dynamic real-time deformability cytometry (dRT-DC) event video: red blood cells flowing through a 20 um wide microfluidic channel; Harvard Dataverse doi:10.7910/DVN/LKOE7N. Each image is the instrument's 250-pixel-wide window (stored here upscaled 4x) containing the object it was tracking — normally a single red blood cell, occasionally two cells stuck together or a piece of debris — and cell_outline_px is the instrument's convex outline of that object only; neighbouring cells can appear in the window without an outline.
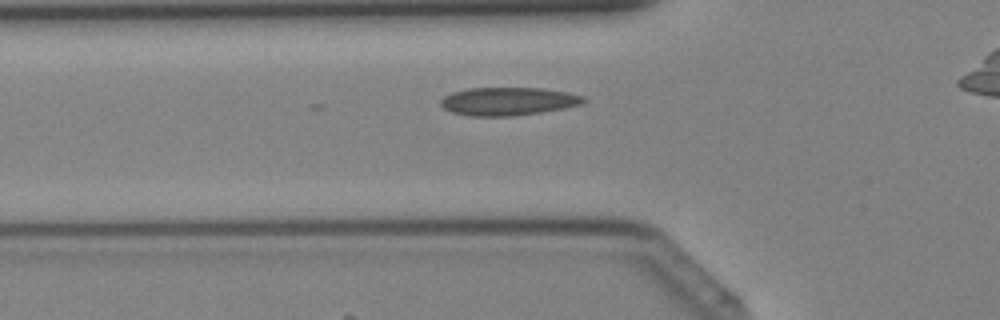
{"species": "Egyptian fruit bat (a non-hibernating species)", "species_latin": "Rousettus aegyptiacus", "temperature_condition": "cold", "stored_images_in_passage": 33, "camera_frame_rate_fps": 3000, "um_per_image_px": 0.085, "animal": {"sex": "female"}, "frame": {"image": 1, "passage_image": 11, "time_ms": 3.333, "image_size_px": [1000, 320], "cell_outline_px": [[588, 100], [584, 104], [564, 108], [540, 112], [512, 116], [468, 116], [452, 112], [444, 108], [440, 104], [440, 100], [444, 96], [452, 92], [468, 88], [544, 88], [568, 92], [584, 96]], "centroid_in_image_um": [43.22, 8.61], "position_along_channel_um": 82.6, "area_um2": 23.58}}
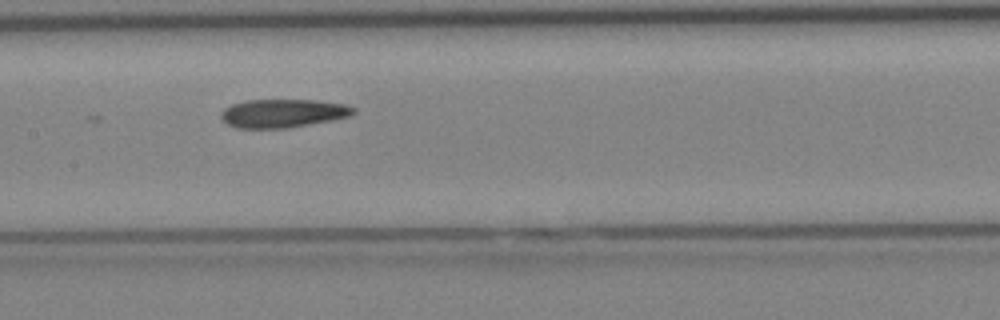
{"frame": {"image": 2, "passage_image": 17, "time_ms": 5.333, "image_size_px": [1000, 320], "cell_outline_px": [[356, 112], [348, 116], [288, 128], [236, 128], [228, 124], [220, 116], [220, 112], [224, 108], [232, 104], [248, 100], [316, 100], [344, 104], [356, 108]], "centroid_in_image_um": [24.01, 9.62], "position_along_channel_um": 183.4, "area_um2": 21.73}}
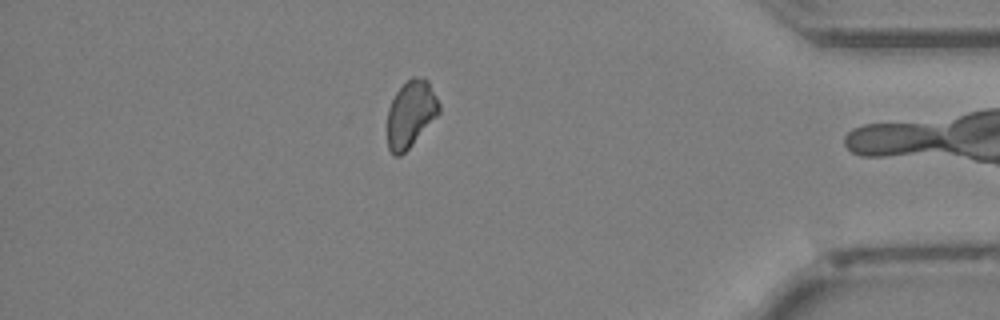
{"frame": {"image": 3, "passage_image": 32, "time_ms": 10.333, "image_size_px": [1000, 320], "cell_outline_px": [[440, 112], [412, 144], [400, 156], [392, 156], [388, 148], [388, 108], [396, 92], [412, 76], [424, 76], [428, 80], [440, 104]], "centroid_in_image_um": [34.91, 9.66], "position_along_channel_um": 400.3, "area_um2": 20.0}}